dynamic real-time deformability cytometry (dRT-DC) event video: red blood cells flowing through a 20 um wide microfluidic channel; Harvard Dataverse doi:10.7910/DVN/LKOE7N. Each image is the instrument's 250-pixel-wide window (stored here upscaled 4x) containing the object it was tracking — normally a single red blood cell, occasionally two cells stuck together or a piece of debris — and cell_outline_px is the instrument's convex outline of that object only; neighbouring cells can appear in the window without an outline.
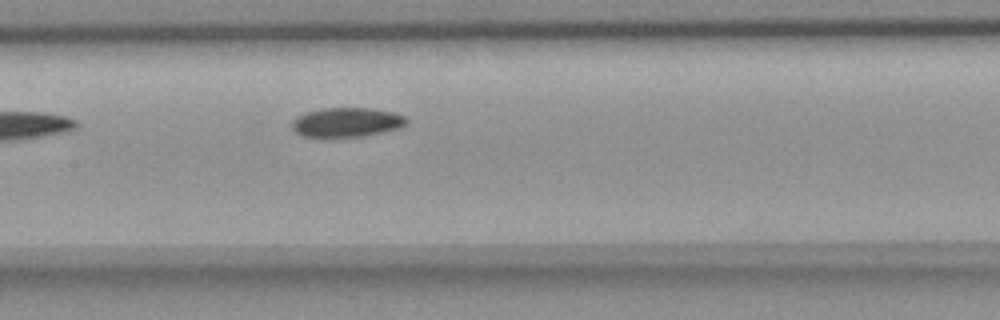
{"species": "common noctule bat (a hibernating species)", "species_latin": "Nyctalus noctula", "temperature_condition": "room temperature", "stored_images_in_passage": 10, "camera_frame_rate_fps": 3000, "um_per_image_px": 0.085, "animal": {"sex": "female", "body_mass_g": 18.4}, "frame": {"image": 1, "passage_image": 10, "time_ms": 11.667, "image_size_px": [1000, 320], "cell_outline_px": [[408, 124], [400, 128], [364, 136], [324, 140], [300, 136], [292, 128], [292, 120], [296, 116], [308, 112], [324, 108], [368, 108], [392, 112], [404, 116], [408, 120]], "centroid_in_image_um": [29.41, 10.45], "position_along_channel_um": 178.0, "area_um2": 20.35}}